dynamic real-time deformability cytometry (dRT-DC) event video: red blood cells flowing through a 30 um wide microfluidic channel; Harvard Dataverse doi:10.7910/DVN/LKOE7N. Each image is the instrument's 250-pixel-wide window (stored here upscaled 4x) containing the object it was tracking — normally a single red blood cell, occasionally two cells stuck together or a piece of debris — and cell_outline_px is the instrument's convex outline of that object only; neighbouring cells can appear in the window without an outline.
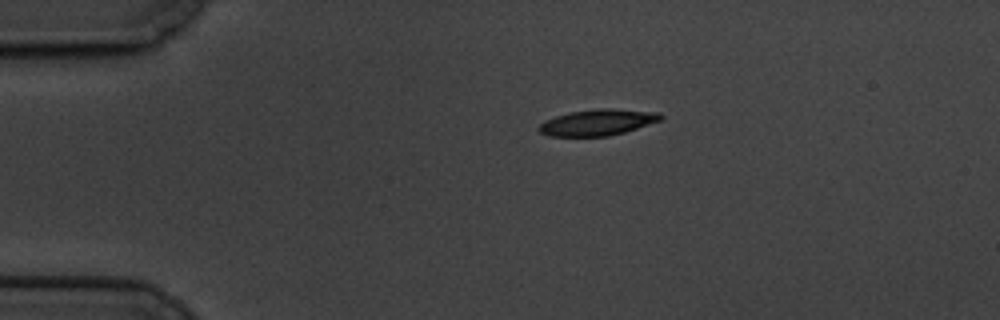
{"species": "common noctule bat (a hibernating species)", "species_latin": "Nyctalus noctula", "temperature_condition": "cold", "stored_images_in_passage": 49, "camera_frame_rate_fps": 3000, "um_per_image_px": 0.085, "animal": {"sex": "male", "body_mass_g": 19.5, "forearm_length_mm": 54.6}, "frame": {"image": 1, "passage_image": 1, "time_ms": 0.0, "image_size_px": [1000, 320], "cell_outline_px": [[664, 116], [660, 120], [624, 132], [608, 136], [548, 136], [540, 132], [536, 128], [544, 120], [556, 116], [572, 112], [596, 108], [608, 108], [660, 112]], "centroid_in_image_um": [50.78, 10.4], "position_along_channel_um": 34.2, "area_um2": 18.5}}
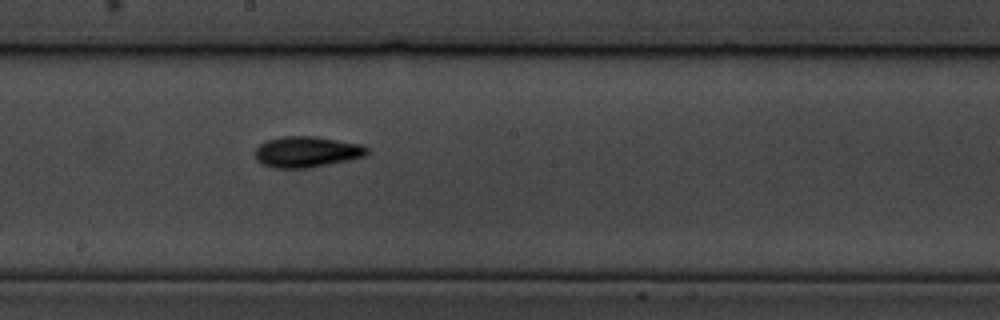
{"frame": {"image": 2, "passage_image": 22, "time_ms": 7.0, "image_size_px": [1000, 320], "cell_outline_px": [[368, 152], [364, 156], [348, 160], [308, 168], [276, 168], [260, 164], [256, 160], [252, 152], [260, 144], [268, 140], [280, 136], [316, 136], [360, 144], [368, 148]], "centroid_in_image_um": [26.01, 12.9], "position_along_channel_um": 222.2, "area_um2": 20.29}}
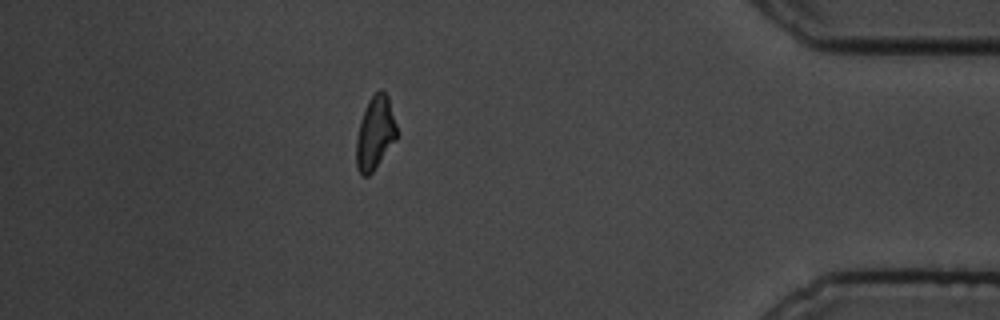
{"frame": {"image": 3, "passage_image": 42, "time_ms": 13.667, "image_size_px": [1000, 320], "cell_outline_px": [[396, 140], [372, 172], [368, 176], [360, 176], [356, 168], [356, 140], [360, 120], [368, 100], [380, 88], [388, 96], [396, 124]], "centroid_in_image_um": [31.86, 11.32], "position_along_channel_um": 403.3, "area_um2": 17.28}, "authors_computed_cell_mechanics": {"area_um2": 18.496, "velocity_mm_per_s": 3.3147, "shape_relaxation_time_tau1_ms": 2.9209, "shape_relaxation_time_tau2_ms": 10.4723, "deformation_change_tau1": 0.1325, "deformation_change_tau2": 0.1547}}